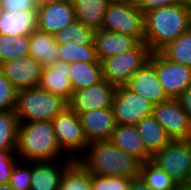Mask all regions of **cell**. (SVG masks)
Returning a JSON list of instances; mask_svg holds the SVG:
<instances>
[{
	"instance_id": "1",
	"label": "cell",
	"mask_w": 191,
	"mask_h": 190,
	"mask_svg": "<svg viewBox=\"0 0 191 190\" xmlns=\"http://www.w3.org/2000/svg\"><path fill=\"white\" fill-rule=\"evenodd\" d=\"M84 154L77 160L90 174L130 179L140 176L141 162L117 148L110 140L89 143Z\"/></svg>"
},
{
	"instance_id": "2",
	"label": "cell",
	"mask_w": 191,
	"mask_h": 190,
	"mask_svg": "<svg viewBox=\"0 0 191 190\" xmlns=\"http://www.w3.org/2000/svg\"><path fill=\"white\" fill-rule=\"evenodd\" d=\"M190 28L189 7L177 3L144 14V43L157 52Z\"/></svg>"
},
{
	"instance_id": "3",
	"label": "cell",
	"mask_w": 191,
	"mask_h": 190,
	"mask_svg": "<svg viewBox=\"0 0 191 190\" xmlns=\"http://www.w3.org/2000/svg\"><path fill=\"white\" fill-rule=\"evenodd\" d=\"M15 152L26 163L61 160L64 155L52 122L44 120L19 123Z\"/></svg>"
},
{
	"instance_id": "4",
	"label": "cell",
	"mask_w": 191,
	"mask_h": 190,
	"mask_svg": "<svg viewBox=\"0 0 191 190\" xmlns=\"http://www.w3.org/2000/svg\"><path fill=\"white\" fill-rule=\"evenodd\" d=\"M68 102L39 86L17 91L15 114L19 123L33 121H53Z\"/></svg>"
},
{
	"instance_id": "5",
	"label": "cell",
	"mask_w": 191,
	"mask_h": 190,
	"mask_svg": "<svg viewBox=\"0 0 191 190\" xmlns=\"http://www.w3.org/2000/svg\"><path fill=\"white\" fill-rule=\"evenodd\" d=\"M101 29L130 35L144 42V13L134 0L109 3Z\"/></svg>"
},
{
	"instance_id": "6",
	"label": "cell",
	"mask_w": 191,
	"mask_h": 190,
	"mask_svg": "<svg viewBox=\"0 0 191 190\" xmlns=\"http://www.w3.org/2000/svg\"><path fill=\"white\" fill-rule=\"evenodd\" d=\"M150 55L148 46L141 42L135 49L101 60L103 79L116 87L125 86L130 77L149 60Z\"/></svg>"
},
{
	"instance_id": "7",
	"label": "cell",
	"mask_w": 191,
	"mask_h": 190,
	"mask_svg": "<svg viewBox=\"0 0 191 190\" xmlns=\"http://www.w3.org/2000/svg\"><path fill=\"white\" fill-rule=\"evenodd\" d=\"M52 124L57 142L66 157H71L74 160L79 158L78 155L81 157L82 153H85L89 142L78 113L67 106L53 119Z\"/></svg>"
},
{
	"instance_id": "8",
	"label": "cell",
	"mask_w": 191,
	"mask_h": 190,
	"mask_svg": "<svg viewBox=\"0 0 191 190\" xmlns=\"http://www.w3.org/2000/svg\"><path fill=\"white\" fill-rule=\"evenodd\" d=\"M176 183L190 181L191 147L185 139L171 140L151 160Z\"/></svg>"
},
{
	"instance_id": "9",
	"label": "cell",
	"mask_w": 191,
	"mask_h": 190,
	"mask_svg": "<svg viewBox=\"0 0 191 190\" xmlns=\"http://www.w3.org/2000/svg\"><path fill=\"white\" fill-rule=\"evenodd\" d=\"M157 72L160 84L170 98H178L191 85V67L165 58L159 51L148 60Z\"/></svg>"
},
{
	"instance_id": "10",
	"label": "cell",
	"mask_w": 191,
	"mask_h": 190,
	"mask_svg": "<svg viewBox=\"0 0 191 190\" xmlns=\"http://www.w3.org/2000/svg\"><path fill=\"white\" fill-rule=\"evenodd\" d=\"M153 104L126 86H117L113 101V112L117 125H136L152 115Z\"/></svg>"
},
{
	"instance_id": "11",
	"label": "cell",
	"mask_w": 191,
	"mask_h": 190,
	"mask_svg": "<svg viewBox=\"0 0 191 190\" xmlns=\"http://www.w3.org/2000/svg\"><path fill=\"white\" fill-rule=\"evenodd\" d=\"M152 116L162 125L171 140L186 139L191 130V120L178 98L155 104Z\"/></svg>"
},
{
	"instance_id": "12",
	"label": "cell",
	"mask_w": 191,
	"mask_h": 190,
	"mask_svg": "<svg viewBox=\"0 0 191 190\" xmlns=\"http://www.w3.org/2000/svg\"><path fill=\"white\" fill-rule=\"evenodd\" d=\"M117 87L107 80L73 92L68 106L76 113L112 108Z\"/></svg>"
},
{
	"instance_id": "13",
	"label": "cell",
	"mask_w": 191,
	"mask_h": 190,
	"mask_svg": "<svg viewBox=\"0 0 191 190\" xmlns=\"http://www.w3.org/2000/svg\"><path fill=\"white\" fill-rule=\"evenodd\" d=\"M43 65L31 56L17 58L0 65V69L17 89L37 87L40 83Z\"/></svg>"
},
{
	"instance_id": "14",
	"label": "cell",
	"mask_w": 191,
	"mask_h": 190,
	"mask_svg": "<svg viewBox=\"0 0 191 190\" xmlns=\"http://www.w3.org/2000/svg\"><path fill=\"white\" fill-rule=\"evenodd\" d=\"M37 7L36 28L40 31L56 34L65 26L76 21L72 0Z\"/></svg>"
},
{
	"instance_id": "15",
	"label": "cell",
	"mask_w": 191,
	"mask_h": 190,
	"mask_svg": "<svg viewBox=\"0 0 191 190\" xmlns=\"http://www.w3.org/2000/svg\"><path fill=\"white\" fill-rule=\"evenodd\" d=\"M125 86L153 105L170 99L160 84L155 67L149 61L130 77Z\"/></svg>"
},
{
	"instance_id": "16",
	"label": "cell",
	"mask_w": 191,
	"mask_h": 190,
	"mask_svg": "<svg viewBox=\"0 0 191 190\" xmlns=\"http://www.w3.org/2000/svg\"><path fill=\"white\" fill-rule=\"evenodd\" d=\"M78 115L89 143L110 140L117 126L112 108L80 112Z\"/></svg>"
},
{
	"instance_id": "17",
	"label": "cell",
	"mask_w": 191,
	"mask_h": 190,
	"mask_svg": "<svg viewBox=\"0 0 191 190\" xmlns=\"http://www.w3.org/2000/svg\"><path fill=\"white\" fill-rule=\"evenodd\" d=\"M63 158L62 163L59 160L31 162L30 190H58L64 171L74 161L71 157Z\"/></svg>"
},
{
	"instance_id": "18",
	"label": "cell",
	"mask_w": 191,
	"mask_h": 190,
	"mask_svg": "<svg viewBox=\"0 0 191 190\" xmlns=\"http://www.w3.org/2000/svg\"><path fill=\"white\" fill-rule=\"evenodd\" d=\"M140 43L137 38L130 35L102 29L95 30L94 44L99 61L135 49Z\"/></svg>"
},
{
	"instance_id": "19",
	"label": "cell",
	"mask_w": 191,
	"mask_h": 190,
	"mask_svg": "<svg viewBox=\"0 0 191 190\" xmlns=\"http://www.w3.org/2000/svg\"><path fill=\"white\" fill-rule=\"evenodd\" d=\"M69 70L70 64L64 61H58L52 66L43 67L38 86L69 102L73 95Z\"/></svg>"
},
{
	"instance_id": "20",
	"label": "cell",
	"mask_w": 191,
	"mask_h": 190,
	"mask_svg": "<svg viewBox=\"0 0 191 190\" xmlns=\"http://www.w3.org/2000/svg\"><path fill=\"white\" fill-rule=\"evenodd\" d=\"M110 141L122 151L138 159L141 163L151 161L152 156L146 151L135 125H117Z\"/></svg>"
},
{
	"instance_id": "21",
	"label": "cell",
	"mask_w": 191,
	"mask_h": 190,
	"mask_svg": "<svg viewBox=\"0 0 191 190\" xmlns=\"http://www.w3.org/2000/svg\"><path fill=\"white\" fill-rule=\"evenodd\" d=\"M29 56L44 67L52 66L60 61L58 57V43L55 35L43 32L37 28L29 34Z\"/></svg>"
},
{
	"instance_id": "22",
	"label": "cell",
	"mask_w": 191,
	"mask_h": 190,
	"mask_svg": "<svg viewBox=\"0 0 191 190\" xmlns=\"http://www.w3.org/2000/svg\"><path fill=\"white\" fill-rule=\"evenodd\" d=\"M36 29V10L3 11L0 14V34L6 36L29 35Z\"/></svg>"
},
{
	"instance_id": "23",
	"label": "cell",
	"mask_w": 191,
	"mask_h": 190,
	"mask_svg": "<svg viewBox=\"0 0 191 190\" xmlns=\"http://www.w3.org/2000/svg\"><path fill=\"white\" fill-rule=\"evenodd\" d=\"M135 126L146 151L152 157L171 141L165 129L152 115L143 118Z\"/></svg>"
},
{
	"instance_id": "24",
	"label": "cell",
	"mask_w": 191,
	"mask_h": 190,
	"mask_svg": "<svg viewBox=\"0 0 191 190\" xmlns=\"http://www.w3.org/2000/svg\"><path fill=\"white\" fill-rule=\"evenodd\" d=\"M76 20L94 30H100L108 2L106 0H72Z\"/></svg>"
},
{
	"instance_id": "25",
	"label": "cell",
	"mask_w": 191,
	"mask_h": 190,
	"mask_svg": "<svg viewBox=\"0 0 191 190\" xmlns=\"http://www.w3.org/2000/svg\"><path fill=\"white\" fill-rule=\"evenodd\" d=\"M70 83L74 91L90 87L103 80L100 62H75L70 64Z\"/></svg>"
},
{
	"instance_id": "26",
	"label": "cell",
	"mask_w": 191,
	"mask_h": 190,
	"mask_svg": "<svg viewBox=\"0 0 191 190\" xmlns=\"http://www.w3.org/2000/svg\"><path fill=\"white\" fill-rule=\"evenodd\" d=\"M58 190H92L91 174L74 160L64 171Z\"/></svg>"
},
{
	"instance_id": "27",
	"label": "cell",
	"mask_w": 191,
	"mask_h": 190,
	"mask_svg": "<svg viewBox=\"0 0 191 190\" xmlns=\"http://www.w3.org/2000/svg\"><path fill=\"white\" fill-rule=\"evenodd\" d=\"M159 52L175 63L191 67V28L176 40L166 44Z\"/></svg>"
},
{
	"instance_id": "28",
	"label": "cell",
	"mask_w": 191,
	"mask_h": 190,
	"mask_svg": "<svg viewBox=\"0 0 191 190\" xmlns=\"http://www.w3.org/2000/svg\"><path fill=\"white\" fill-rule=\"evenodd\" d=\"M26 56H29V35L0 34V65Z\"/></svg>"
},
{
	"instance_id": "29",
	"label": "cell",
	"mask_w": 191,
	"mask_h": 190,
	"mask_svg": "<svg viewBox=\"0 0 191 190\" xmlns=\"http://www.w3.org/2000/svg\"><path fill=\"white\" fill-rule=\"evenodd\" d=\"M58 57L67 64L75 62H100L96 54L95 45H83L78 42H68L66 45L58 44Z\"/></svg>"
},
{
	"instance_id": "30",
	"label": "cell",
	"mask_w": 191,
	"mask_h": 190,
	"mask_svg": "<svg viewBox=\"0 0 191 190\" xmlns=\"http://www.w3.org/2000/svg\"><path fill=\"white\" fill-rule=\"evenodd\" d=\"M54 35L58 44L66 45L68 42L75 41L78 42V44H80L81 46L95 45V30L91 27L85 26L78 20L65 26Z\"/></svg>"
},
{
	"instance_id": "31",
	"label": "cell",
	"mask_w": 191,
	"mask_h": 190,
	"mask_svg": "<svg viewBox=\"0 0 191 190\" xmlns=\"http://www.w3.org/2000/svg\"><path fill=\"white\" fill-rule=\"evenodd\" d=\"M140 177L152 190H174L176 182L152 161L140 165Z\"/></svg>"
},
{
	"instance_id": "32",
	"label": "cell",
	"mask_w": 191,
	"mask_h": 190,
	"mask_svg": "<svg viewBox=\"0 0 191 190\" xmlns=\"http://www.w3.org/2000/svg\"><path fill=\"white\" fill-rule=\"evenodd\" d=\"M18 126L15 111L0 112V150H16Z\"/></svg>"
},
{
	"instance_id": "33",
	"label": "cell",
	"mask_w": 191,
	"mask_h": 190,
	"mask_svg": "<svg viewBox=\"0 0 191 190\" xmlns=\"http://www.w3.org/2000/svg\"><path fill=\"white\" fill-rule=\"evenodd\" d=\"M22 163L18 160L11 173L9 186H11L14 190H30L31 183V162Z\"/></svg>"
},
{
	"instance_id": "34",
	"label": "cell",
	"mask_w": 191,
	"mask_h": 190,
	"mask_svg": "<svg viewBox=\"0 0 191 190\" xmlns=\"http://www.w3.org/2000/svg\"><path fill=\"white\" fill-rule=\"evenodd\" d=\"M17 91L0 69V112L15 111Z\"/></svg>"
},
{
	"instance_id": "35",
	"label": "cell",
	"mask_w": 191,
	"mask_h": 190,
	"mask_svg": "<svg viewBox=\"0 0 191 190\" xmlns=\"http://www.w3.org/2000/svg\"><path fill=\"white\" fill-rule=\"evenodd\" d=\"M130 178L91 174L92 190H128Z\"/></svg>"
},
{
	"instance_id": "36",
	"label": "cell",
	"mask_w": 191,
	"mask_h": 190,
	"mask_svg": "<svg viewBox=\"0 0 191 190\" xmlns=\"http://www.w3.org/2000/svg\"><path fill=\"white\" fill-rule=\"evenodd\" d=\"M16 150H0V184H9L15 163L19 160Z\"/></svg>"
},
{
	"instance_id": "37",
	"label": "cell",
	"mask_w": 191,
	"mask_h": 190,
	"mask_svg": "<svg viewBox=\"0 0 191 190\" xmlns=\"http://www.w3.org/2000/svg\"><path fill=\"white\" fill-rule=\"evenodd\" d=\"M3 11L16 12L37 10V4L34 0H1Z\"/></svg>"
},
{
	"instance_id": "38",
	"label": "cell",
	"mask_w": 191,
	"mask_h": 190,
	"mask_svg": "<svg viewBox=\"0 0 191 190\" xmlns=\"http://www.w3.org/2000/svg\"><path fill=\"white\" fill-rule=\"evenodd\" d=\"M138 8L145 14L148 11L183 2V0H134Z\"/></svg>"
},
{
	"instance_id": "39",
	"label": "cell",
	"mask_w": 191,
	"mask_h": 190,
	"mask_svg": "<svg viewBox=\"0 0 191 190\" xmlns=\"http://www.w3.org/2000/svg\"><path fill=\"white\" fill-rule=\"evenodd\" d=\"M178 100L191 120V85L178 97Z\"/></svg>"
},
{
	"instance_id": "40",
	"label": "cell",
	"mask_w": 191,
	"mask_h": 190,
	"mask_svg": "<svg viewBox=\"0 0 191 190\" xmlns=\"http://www.w3.org/2000/svg\"><path fill=\"white\" fill-rule=\"evenodd\" d=\"M128 190H152L146 182L139 176L131 179Z\"/></svg>"
},
{
	"instance_id": "41",
	"label": "cell",
	"mask_w": 191,
	"mask_h": 190,
	"mask_svg": "<svg viewBox=\"0 0 191 190\" xmlns=\"http://www.w3.org/2000/svg\"><path fill=\"white\" fill-rule=\"evenodd\" d=\"M174 190H191V181L176 183Z\"/></svg>"
},
{
	"instance_id": "42",
	"label": "cell",
	"mask_w": 191,
	"mask_h": 190,
	"mask_svg": "<svg viewBox=\"0 0 191 190\" xmlns=\"http://www.w3.org/2000/svg\"><path fill=\"white\" fill-rule=\"evenodd\" d=\"M59 1H65V0H39L37 6H46Z\"/></svg>"
},
{
	"instance_id": "43",
	"label": "cell",
	"mask_w": 191,
	"mask_h": 190,
	"mask_svg": "<svg viewBox=\"0 0 191 190\" xmlns=\"http://www.w3.org/2000/svg\"><path fill=\"white\" fill-rule=\"evenodd\" d=\"M0 190H14L9 184H0Z\"/></svg>"
},
{
	"instance_id": "44",
	"label": "cell",
	"mask_w": 191,
	"mask_h": 190,
	"mask_svg": "<svg viewBox=\"0 0 191 190\" xmlns=\"http://www.w3.org/2000/svg\"><path fill=\"white\" fill-rule=\"evenodd\" d=\"M185 140L188 142L189 146L191 147V130L189 131L188 136Z\"/></svg>"
},
{
	"instance_id": "45",
	"label": "cell",
	"mask_w": 191,
	"mask_h": 190,
	"mask_svg": "<svg viewBox=\"0 0 191 190\" xmlns=\"http://www.w3.org/2000/svg\"><path fill=\"white\" fill-rule=\"evenodd\" d=\"M108 3L123 2L128 0H106Z\"/></svg>"
},
{
	"instance_id": "46",
	"label": "cell",
	"mask_w": 191,
	"mask_h": 190,
	"mask_svg": "<svg viewBox=\"0 0 191 190\" xmlns=\"http://www.w3.org/2000/svg\"><path fill=\"white\" fill-rule=\"evenodd\" d=\"M183 2L190 7L191 6V0H183Z\"/></svg>"
},
{
	"instance_id": "47",
	"label": "cell",
	"mask_w": 191,
	"mask_h": 190,
	"mask_svg": "<svg viewBox=\"0 0 191 190\" xmlns=\"http://www.w3.org/2000/svg\"><path fill=\"white\" fill-rule=\"evenodd\" d=\"M189 18H190V28H191V6L189 7Z\"/></svg>"
},
{
	"instance_id": "48",
	"label": "cell",
	"mask_w": 191,
	"mask_h": 190,
	"mask_svg": "<svg viewBox=\"0 0 191 190\" xmlns=\"http://www.w3.org/2000/svg\"><path fill=\"white\" fill-rule=\"evenodd\" d=\"M3 12V6H2V2L0 0V14Z\"/></svg>"
}]
</instances>
